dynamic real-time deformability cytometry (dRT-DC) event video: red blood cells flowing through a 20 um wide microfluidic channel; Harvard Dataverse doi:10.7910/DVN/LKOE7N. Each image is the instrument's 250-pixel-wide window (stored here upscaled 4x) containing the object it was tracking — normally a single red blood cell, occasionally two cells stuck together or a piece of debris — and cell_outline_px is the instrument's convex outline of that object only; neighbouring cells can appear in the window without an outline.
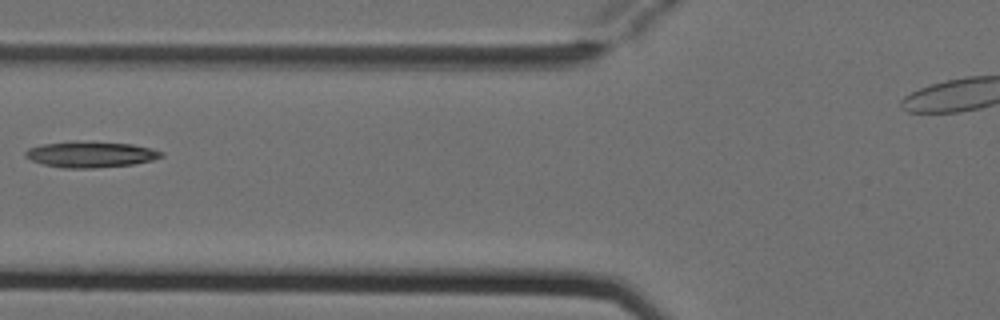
{"species": "Egyptian fruit bat (a non-hibernating species)", "species_latin": "Rousettus aegyptiacus", "temperature_condition": "cold", "stored_images_in_passage": 6, "camera_frame_rate_fps": 3000, "um_per_image_px": 0.085, "animal": {"sex": "female"}, "frame": {"image": 1, "passage_image": 5, "time_ms": 1.333, "image_size_px": [1000, 320], "cell_outline_px": [[164, 156], [152, 160], [132, 164], [92, 168], [64, 168], [44, 164], [32, 160], [24, 156], [24, 152], [28, 148], [44, 144], [72, 140], [76, 140], [132, 144], [152, 148], [164, 152]], "centroid_in_image_um": [7.7, 13.11], "position_along_channel_um": 118.1, "area_um2": 20.69}}
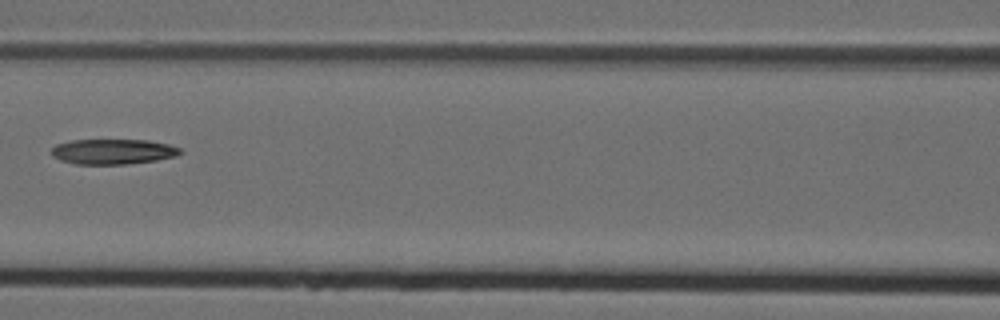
{"frame": {"image": 2, "passage_image": 6, "time_ms": 1.667, "image_size_px": [1000, 320], "cell_outline_px": [[184, 152], [176, 156], [156, 160], [124, 164], [76, 164], [60, 160], [52, 156], [52, 148], [56, 144], [72, 140], [148, 140], [168, 144], [180, 148]], "centroid_in_image_um": [9.61, 12.88], "position_along_channel_um": 157.0, "area_um2": 18.9}}